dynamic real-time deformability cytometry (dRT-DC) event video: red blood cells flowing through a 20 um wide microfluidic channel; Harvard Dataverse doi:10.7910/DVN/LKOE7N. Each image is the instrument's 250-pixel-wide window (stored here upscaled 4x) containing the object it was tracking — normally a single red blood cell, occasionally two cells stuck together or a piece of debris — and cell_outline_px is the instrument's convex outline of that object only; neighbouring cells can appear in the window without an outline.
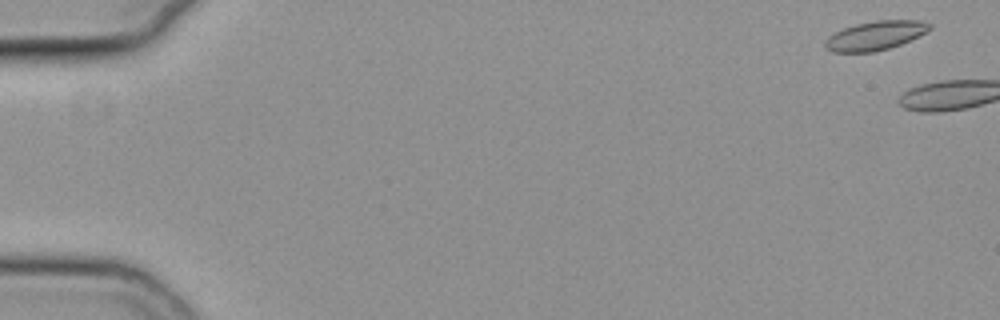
{"species": "common noctule bat (a hibernating species)", "species_latin": "Nyctalus noctula", "temperature_condition": "cold", "stored_images_in_passage": 10, "camera_frame_rate_fps": 3000, "um_per_image_px": 0.085, "animal": {"sex": "female", "body_mass_g": 19.3, "forearm_length_mm": 54.1}, "frame": {"image": 1, "passage_image": 3, "time_ms": 0.667, "image_size_px": [1000, 320], "cell_outline_px": [[932, 28], [928, 32], [900, 44], [888, 48], [872, 52], [832, 52], [824, 48], [824, 44], [828, 36], [844, 28], [856, 24], [876, 20], [920, 20], [932, 24]], "centroid_in_image_um": [74.42, 3.02], "position_along_channel_um": 10.6, "area_um2": 17.69}}